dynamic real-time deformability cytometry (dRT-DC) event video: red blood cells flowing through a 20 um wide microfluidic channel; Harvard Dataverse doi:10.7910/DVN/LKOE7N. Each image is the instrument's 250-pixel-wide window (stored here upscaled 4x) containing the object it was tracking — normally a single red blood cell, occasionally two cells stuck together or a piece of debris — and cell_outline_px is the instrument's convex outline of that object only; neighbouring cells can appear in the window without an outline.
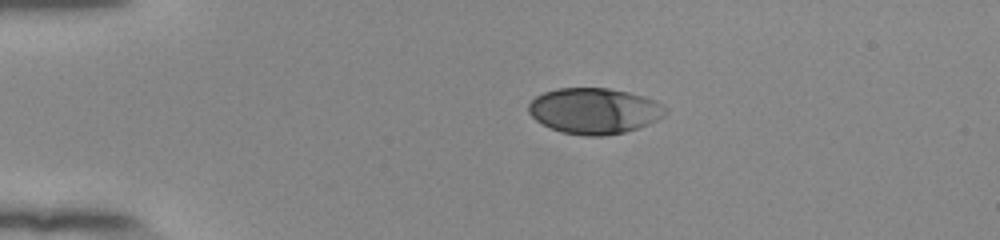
{"species": "human", "species_latin": "Homo sapiens", "temperature_condition": "room temperature", "stored_images_in_passage": 8, "camera_frame_rate_fps": 3000, "um_per_image_px": 0.085, "donor": {"sex": "female"}, "frame": {"image": 1, "passage_image": 1, "time_ms": 0.0, "image_size_px": [1000, 240], "cell_outline_px": [[620, 128], [616, 132], [572, 132], [556, 128], [548, 124], [544, 96], [552, 92], [572, 88], [596, 88], [612, 92]], "centroid_in_image_um": [49.49, 9.39], "position_along_channel_um": 35.5, "area_um2": 20.75}}
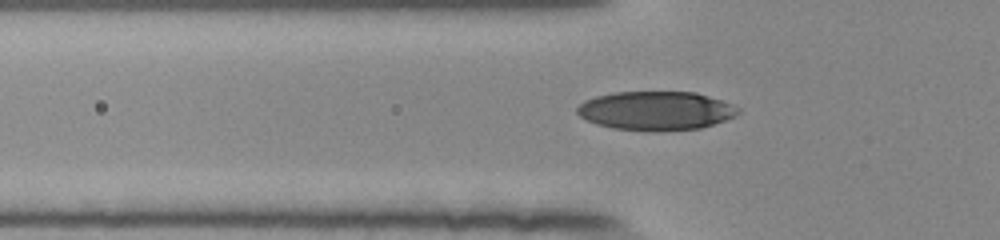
{"frame": {"image": 2, "passage_image": 8, "time_ms": 2.333, "image_size_px": [1000, 240], "cell_outline_px": [[716, 120], [704, 124], [684, 128], [636, 128], [612, 96], [636, 92], [680, 92], [700, 96], [708, 100]], "centroid_in_image_um": [56.56, 9.32], "position_along_channel_um": 69.2, "area_um2": 21.44}}